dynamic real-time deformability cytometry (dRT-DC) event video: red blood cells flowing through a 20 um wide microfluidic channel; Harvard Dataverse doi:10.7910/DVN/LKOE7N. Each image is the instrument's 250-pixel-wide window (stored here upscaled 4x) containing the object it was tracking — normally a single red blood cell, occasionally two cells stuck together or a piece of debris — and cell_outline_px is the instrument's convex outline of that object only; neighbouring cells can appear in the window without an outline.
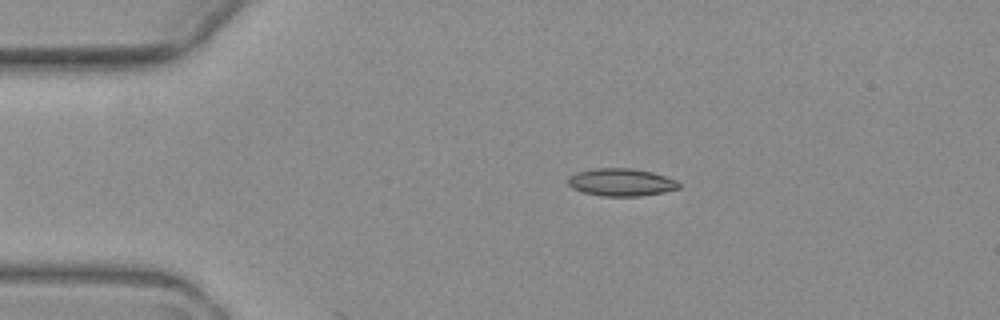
{"species": "common noctule bat (a hibernating species)", "species_latin": "Nyctalus noctula", "temperature_condition": "warm", "stored_images_in_passage": 6, "camera_frame_rate_fps": 3000, "um_per_image_px": 0.085, "animal": {"sex": "female", "body_mass_g": 19.3, "forearm_length_mm": 54.1}, "frame": {"image": 1, "passage_image": 2, "time_ms": 2.333, "image_size_px": [1000, 320], "cell_outline_px": [[680, 188], [664, 192], [640, 196], [600, 196], [584, 192], [572, 188], [568, 184], [568, 176], [576, 172], [592, 168], [632, 168], [652, 172], [676, 180], [680, 184]], "centroid_in_image_um": [52.78, 15.49], "position_along_channel_um": 32.2, "area_um2": 17.92}}
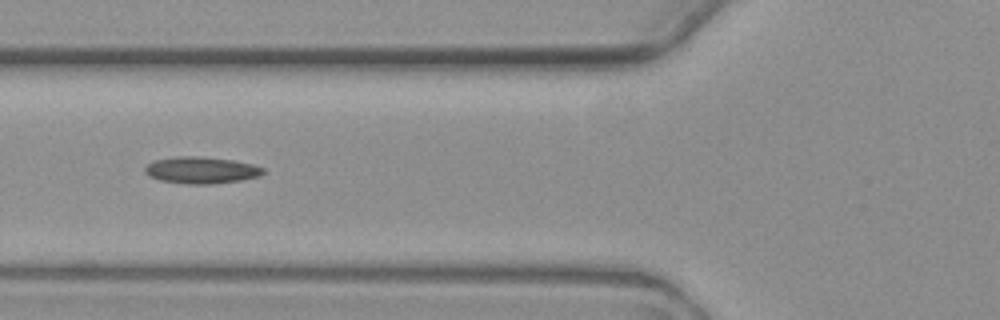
{"frame": {"image": 2, "passage_image": 5, "time_ms": 5.667, "image_size_px": [1000, 320], "cell_outline_px": [[264, 172], [260, 176], [240, 180], [212, 184], [188, 184], [160, 180], [144, 172], [144, 168], [148, 164], [156, 160], [176, 156], [196, 156], [232, 160], [252, 164], [264, 168]], "centroid_in_image_um": [17.12, 14.46], "position_along_channel_um": 108.7, "area_um2": 18.21}}
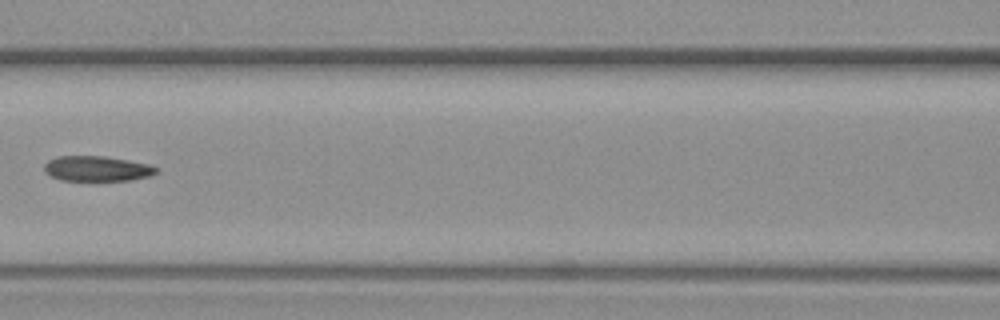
{"frame": {"image": 3, "passage_image": 6, "time_ms": 7.0, "image_size_px": [1000, 320], "cell_outline_px": [[160, 172], [152, 176], [132, 180], [96, 184], [60, 180], [48, 176], [44, 172], [44, 164], [48, 160], [56, 156], [104, 156], [152, 164], [160, 168]], "centroid_in_image_um": [8.28, 14.39], "position_along_channel_um": 158.3, "area_um2": 17.92}}